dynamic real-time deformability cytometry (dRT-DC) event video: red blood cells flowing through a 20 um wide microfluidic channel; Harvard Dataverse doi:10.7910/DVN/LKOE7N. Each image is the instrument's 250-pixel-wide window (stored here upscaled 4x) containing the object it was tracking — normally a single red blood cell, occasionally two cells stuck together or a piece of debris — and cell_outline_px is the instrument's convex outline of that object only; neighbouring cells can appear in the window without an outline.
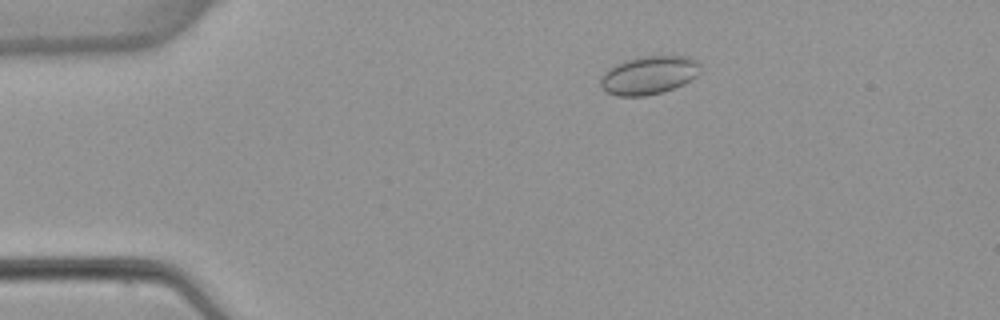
{"species": "common noctule bat (a hibernating species)", "species_latin": "Nyctalus noctula", "temperature_condition": "warm", "stored_images_in_passage": 6, "camera_frame_rate_fps": 3000, "um_per_image_px": 0.085, "animal": {"sex": "female", "body_mass_g": 22.7, "forearm_length_mm": 54.2}, "frame": {"image": 1, "passage_image": 3, "time_ms": 2.333, "image_size_px": [1000, 320], "cell_outline_px": [[700, 72], [696, 76], [684, 84], [664, 92], [644, 96], [616, 96], [600, 88], [600, 80], [604, 72], [616, 64], [624, 60], [644, 56], [688, 56], [696, 60], [700, 64]], "centroid_in_image_um": [55.16, 6.39], "position_along_channel_um": 29.8, "area_um2": 22.43}}
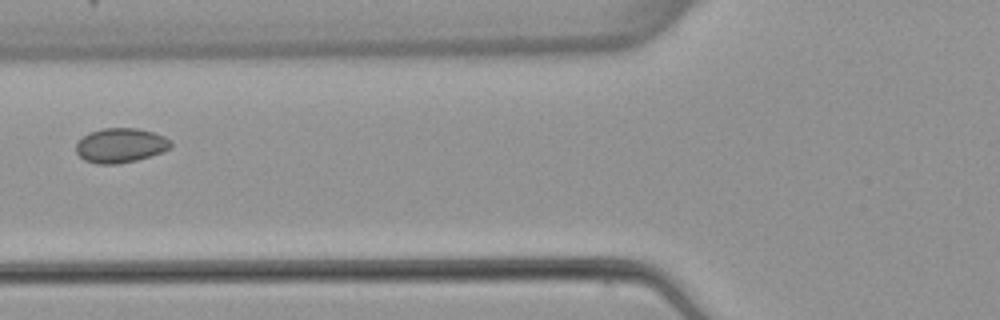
{"frame": {"image": 2, "passage_image": 6, "time_ms": 6.0, "image_size_px": [1000, 320], "cell_outline_px": [[172, 148], [164, 152], [136, 160], [116, 164], [96, 164], [84, 160], [76, 152], [76, 144], [84, 136], [92, 132], [104, 128], [136, 128], [152, 132], [164, 136], [172, 140]], "centroid_in_image_um": [10.29, 12.37], "position_along_channel_um": 115.5, "area_um2": 19.07}}